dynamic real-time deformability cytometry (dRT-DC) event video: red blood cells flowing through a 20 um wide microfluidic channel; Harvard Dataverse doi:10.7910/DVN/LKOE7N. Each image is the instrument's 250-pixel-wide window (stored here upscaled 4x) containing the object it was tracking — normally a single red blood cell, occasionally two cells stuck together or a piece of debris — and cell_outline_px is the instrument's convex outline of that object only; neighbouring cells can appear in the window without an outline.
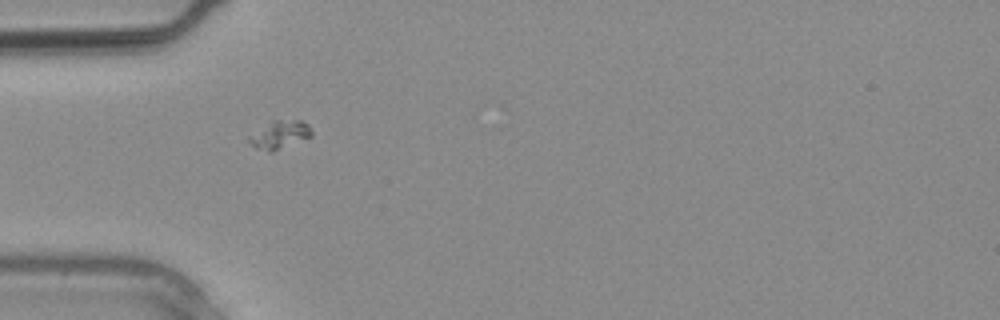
{"species": "common noctule bat (a hibernating species)", "species_latin": "Nyctalus noctula", "temperature_condition": "warm", "stored_images_in_passage": 3, "camera_frame_rate_fps": 3000, "um_per_image_px": 0.085, "animal": {"sex": "male", "body_mass_g": 20.4}, "frame": {"image": 1, "passage_image": 3, "time_ms": 0.667, "image_size_px": [1000, 320], "cell_outline_px": [[312, 136], [272, 152], [268, 152], [256, 148], [248, 140], [248, 136], [272, 120], [300, 120], [308, 124], [312, 132]], "centroid_in_image_um": [23.77, 11.45], "position_along_channel_um": 61.2, "area_um2": 10.12}}